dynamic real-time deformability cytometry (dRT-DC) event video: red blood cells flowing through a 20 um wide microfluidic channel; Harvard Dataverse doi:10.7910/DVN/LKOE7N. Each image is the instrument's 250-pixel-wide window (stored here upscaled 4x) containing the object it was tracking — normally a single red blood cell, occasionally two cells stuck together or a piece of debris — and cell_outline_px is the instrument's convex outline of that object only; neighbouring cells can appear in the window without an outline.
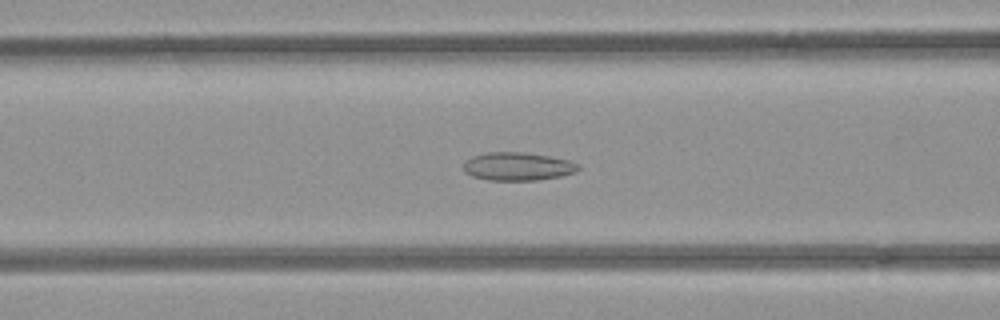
{"species": "common noctule bat (a hibernating species)", "species_latin": "Nyctalus noctula", "temperature_condition": "room temperature", "stored_images_in_passage": 49, "camera_frame_rate_fps": 3000, "um_per_image_px": 0.085, "animal": {"sex": "female", "body_mass_g": 21.9}, "frame": {"image": 1, "passage_image": 18, "time_ms": 5.667, "image_size_px": [1000, 320], "cell_outline_px": [[580, 168], [576, 172], [560, 176], [536, 180], [488, 180], [472, 176], [464, 172], [464, 160], [472, 156], [488, 152], [524, 152], [548, 156], [568, 160], [580, 164]], "centroid_in_image_um": [43.99, 14.14], "position_along_channel_um": 122.6, "area_um2": 18.9}}
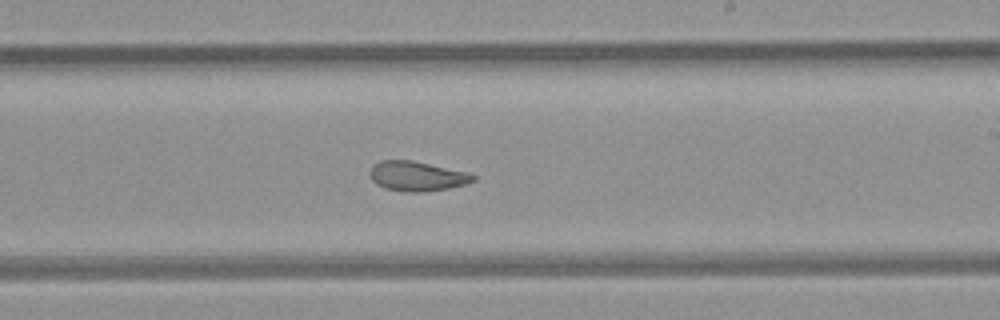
{"frame": {"image": 2, "passage_image": 28, "time_ms": 9.0, "image_size_px": [1000, 320], "cell_outline_px": [[476, 180], [464, 184], [448, 188], [424, 192], [408, 192], [384, 188], [376, 184], [372, 180], [368, 172], [372, 164], [380, 160], [412, 160], [468, 172], [476, 176]], "centroid_in_image_um": [35.41, 14.96], "position_along_channel_um": 253.6, "area_um2": 18.03}}
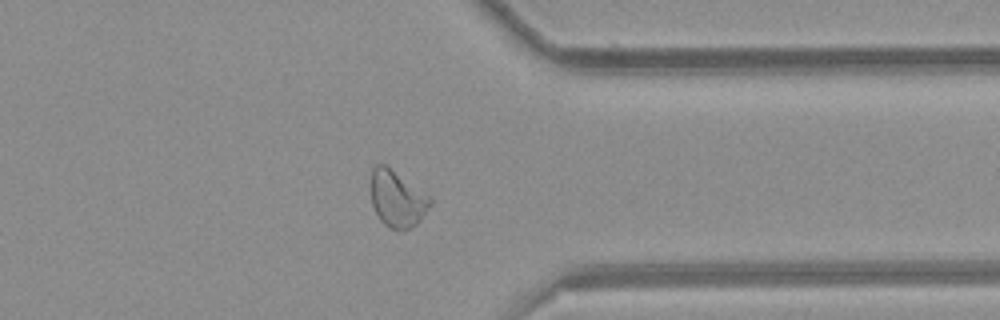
{"frame": {"image": 3, "passage_image": 38, "time_ms": 12.333, "image_size_px": [1000, 320], "cell_outline_px": [[432, 204], [420, 220], [416, 224], [400, 232], [384, 224], [380, 220], [372, 204], [372, 168], [376, 164], [384, 164], [432, 196]], "centroid_in_image_um": [33.8, 16.91], "position_along_channel_um": 377.6, "area_um2": 19.48}, "authors_computed_cell_mechanics": {"area_um2": 19.9988, "velocity_mm_per_s": 3.9291, "shape_relaxation_time_tau1_ms": null, "shape_relaxation_time_tau2_ms": 1.8853, "deformation_change_tau1": null, "deformation_change_tau2": 0.0819}}